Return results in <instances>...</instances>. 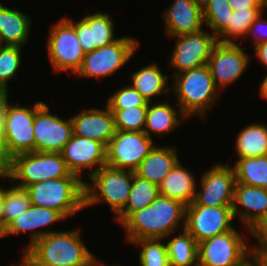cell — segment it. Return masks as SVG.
I'll list each match as a JSON object with an SVG mask.
<instances>
[{
	"instance_id": "cb8c5ba5",
	"label": "cell",
	"mask_w": 267,
	"mask_h": 266,
	"mask_svg": "<svg viewBox=\"0 0 267 266\" xmlns=\"http://www.w3.org/2000/svg\"><path fill=\"white\" fill-rule=\"evenodd\" d=\"M175 147L154 146L151 152L143 159L134 173L142 179L159 186L162 180L170 173L179 161Z\"/></svg>"
},
{
	"instance_id": "9c48e42d",
	"label": "cell",
	"mask_w": 267,
	"mask_h": 266,
	"mask_svg": "<svg viewBox=\"0 0 267 266\" xmlns=\"http://www.w3.org/2000/svg\"><path fill=\"white\" fill-rule=\"evenodd\" d=\"M44 104L37 101L33 107L14 106L7 103L4 107L3 138L9 155H16L34 151V117L35 112Z\"/></svg>"
},
{
	"instance_id": "7bdbcfd3",
	"label": "cell",
	"mask_w": 267,
	"mask_h": 266,
	"mask_svg": "<svg viewBox=\"0 0 267 266\" xmlns=\"http://www.w3.org/2000/svg\"><path fill=\"white\" fill-rule=\"evenodd\" d=\"M255 57L267 67V41L254 46Z\"/></svg>"
},
{
	"instance_id": "277c9868",
	"label": "cell",
	"mask_w": 267,
	"mask_h": 266,
	"mask_svg": "<svg viewBox=\"0 0 267 266\" xmlns=\"http://www.w3.org/2000/svg\"><path fill=\"white\" fill-rule=\"evenodd\" d=\"M174 84L170 88L177 97L179 110L187 117H205L217 99L219 90L215 87L209 66L184 71L174 75Z\"/></svg>"
},
{
	"instance_id": "e575fe53",
	"label": "cell",
	"mask_w": 267,
	"mask_h": 266,
	"mask_svg": "<svg viewBox=\"0 0 267 266\" xmlns=\"http://www.w3.org/2000/svg\"><path fill=\"white\" fill-rule=\"evenodd\" d=\"M232 13L228 0H210L203 9L205 25L218 37L227 28Z\"/></svg>"
},
{
	"instance_id": "30bf717a",
	"label": "cell",
	"mask_w": 267,
	"mask_h": 266,
	"mask_svg": "<svg viewBox=\"0 0 267 266\" xmlns=\"http://www.w3.org/2000/svg\"><path fill=\"white\" fill-rule=\"evenodd\" d=\"M244 237L234 228L198 243V266H235L252 251Z\"/></svg>"
},
{
	"instance_id": "ffe728a7",
	"label": "cell",
	"mask_w": 267,
	"mask_h": 266,
	"mask_svg": "<svg viewBox=\"0 0 267 266\" xmlns=\"http://www.w3.org/2000/svg\"><path fill=\"white\" fill-rule=\"evenodd\" d=\"M104 109H86L70 117L73 124V134L97 140L105 146L115 134L114 114L107 105Z\"/></svg>"
},
{
	"instance_id": "4316f807",
	"label": "cell",
	"mask_w": 267,
	"mask_h": 266,
	"mask_svg": "<svg viewBox=\"0 0 267 266\" xmlns=\"http://www.w3.org/2000/svg\"><path fill=\"white\" fill-rule=\"evenodd\" d=\"M170 77L162 73L158 64L151 63L131 74L132 83L130 85L148 102H153V97L162 96L166 91L170 93V87H167Z\"/></svg>"
},
{
	"instance_id": "836d02e7",
	"label": "cell",
	"mask_w": 267,
	"mask_h": 266,
	"mask_svg": "<svg viewBox=\"0 0 267 266\" xmlns=\"http://www.w3.org/2000/svg\"><path fill=\"white\" fill-rule=\"evenodd\" d=\"M162 239H140L131 243L138 245L141 249L139 253L140 266H170L166 244Z\"/></svg>"
},
{
	"instance_id": "ac0fdd59",
	"label": "cell",
	"mask_w": 267,
	"mask_h": 266,
	"mask_svg": "<svg viewBox=\"0 0 267 266\" xmlns=\"http://www.w3.org/2000/svg\"><path fill=\"white\" fill-rule=\"evenodd\" d=\"M67 20L74 26L78 42L85 53L107 46L118 40L114 36V22L108 13L87 14L79 21Z\"/></svg>"
},
{
	"instance_id": "4fadbf2b",
	"label": "cell",
	"mask_w": 267,
	"mask_h": 266,
	"mask_svg": "<svg viewBox=\"0 0 267 266\" xmlns=\"http://www.w3.org/2000/svg\"><path fill=\"white\" fill-rule=\"evenodd\" d=\"M232 207L188 205L185 211L184 229L194 237L197 243L231 231L234 229L231 222L235 218Z\"/></svg>"
},
{
	"instance_id": "681fc988",
	"label": "cell",
	"mask_w": 267,
	"mask_h": 266,
	"mask_svg": "<svg viewBox=\"0 0 267 266\" xmlns=\"http://www.w3.org/2000/svg\"><path fill=\"white\" fill-rule=\"evenodd\" d=\"M260 96L267 100V75L262 79V83L259 88Z\"/></svg>"
},
{
	"instance_id": "8fae6325",
	"label": "cell",
	"mask_w": 267,
	"mask_h": 266,
	"mask_svg": "<svg viewBox=\"0 0 267 266\" xmlns=\"http://www.w3.org/2000/svg\"><path fill=\"white\" fill-rule=\"evenodd\" d=\"M154 146L153 138L143 131L116 130L106 145V165L134 172Z\"/></svg>"
},
{
	"instance_id": "ee69618b",
	"label": "cell",
	"mask_w": 267,
	"mask_h": 266,
	"mask_svg": "<svg viewBox=\"0 0 267 266\" xmlns=\"http://www.w3.org/2000/svg\"><path fill=\"white\" fill-rule=\"evenodd\" d=\"M8 90L0 88V133H3L4 127V107L8 101Z\"/></svg>"
},
{
	"instance_id": "bcb514c9",
	"label": "cell",
	"mask_w": 267,
	"mask_h": 266,
	"mask_svg": "<svg viewBox=\"0 0 267 266\" xmlns=\"http://www.w3.org/2000/svg\"><path fill=\"white\" fill-rule=\"evenodd\" d=\"M235 266H261L258 256L252 251L243 261Z\"/></svg>"
},
{
	"instance_id": "4dcf8cb0",
	"label": "cell",
	"mask_w": 267,
	"mask_h": 266,
	"mask_svg": "<svg viewBox=\"0 0 267 266\" xmlns=\"http://www.w3.org/2000/svg\"><path fill=\"white\" fill-rule=\"evenodd\" d=\"M233 169L236 183L267 190V156L238 159Z\"/></svg>"
},
{
	"instance_id": "484cf974",
	"label": "cell",
	"mask_w": 267,
	"mask_h": 266,
	"mask_svg": "<svg viewBox=\"0 0 267 266\" xmlns=\"http://www.w3.org/2000/svg\"><path fill=\"white\" fill-rule=\"evenodd\" d=\"M185 119L187 117L180 110L179 112L175 110L169 101L156 102L153 105L152 102H148L143 132L149 138H152L151 132L162 137L164 134L173 132L180 126L181 120Z\"/></svg>"
},
{
	"instance_id": "d4e9b609",
	"label": "cell",
	"mask_w": 267,
	"mask_h": 266,
	"mask_svg": "<svg viewBox=\"0 0 267 266\" xmlns=\"http://www.w3.org/2000/svg\"><path fill=\"white\" fill-rule=\"evenodd\" d=\"M32 20L27 14L0 3V37L3 45L20 46L27 44Z\"/></svg>"
},
{
	"instance_id": "60d3db41",
	"label": "cell",
	"mask_w": 267,
	"mask_h": 266,
	"mask_svg": "<svg viewBox=\"0 0 267 266\" xmlns=\"http://www.w3.org/2000/svg\"><path fill=\"white\" fill-rule=\"evenodd\" d=\"M233 10H245L246 8H266V0H228Z\"/></svg>"
},
{
	"instance_id": "c3c4849f",
	"label": "cell",
	"mask_w": 267,
	"mask_h": 266,
	"mask_svg": "<svg viewBox=\"0 0 267 266\" xmlns=\"http://www.w3.org/2000/svg\"><path fill=\"white\" fill-rule=\"evenodd\" d=\"M19 266H42L37 264L25 251Z\"/></svg>"
},
{
	"instance_id": "6da1fadb",
	"label": "cell",
	"mask_w": 267,
	"mask_h": 266,
	"mask_svg": "<svg viewBox=\"0 0 267 266\" xmlns=\"http://www.w3.org/2000/svg\"><path fill=\"white\" fill-rule=\"evenodd\" d=\"M186 206L159 194L147 207L134 212L123 224L126 240L165 239L173 236L180 223L185 226Z\"/></svg>"
},
{
	"instance_id": "7402d4cb",
	"label": "cell",
	"mask_w": 267,
	"mask_h": 266,
	"mask_svg": "<svg viewBox=\"0 0 267 266\" xmlns=\"http://www.w3.org/2000/svg\"><path fill=\"white\" fill-rule=\"evenodd\" d=\"M65 221V218L53 209L31 205L25 212L17 216L0 234V238L18 235L20 232L31 231V238L25 251L32 246L37 240L56 231H39L38 228L46 227L57 221Z\"/></svg>"
},
{
	"instance_id": "816d5d0a",
	"label": "cell",
	"mask_w": 267,
	"mask_h": 266,
	"mask_svg": "<svg viewBox=\"0 0 267 266\" xmlns=\"http://www.w3.org/2000/svg\"><path fill=\"white\" fill-rule=\"evenodd\" d=\"M92 266H106L103 264L102 261H100L99 259L92 265ZM108 266V265H107ZM110 266V265H109ZM113 266V265H112ZM119 266V265H118Z\"/></svg>"
},
{
	"instance_id": "d6a6232c",
	"label": "cell",
	"mask_w": 267,
	"mask_h": 266,
	"mask_svg": "<svg viewBox=\"0 0 267 266\" xmlns=\"http://www.w3.org/2000/svg\"><path fill=\"white\" fill-rule=\"evenodd\" d=\"M12 185L4 189L3 230L31 206L27 190Z\"/></svg>"
},
{
	"instance_id": "8992f818",
	"label": "cell",
	"mask_w": 267,
	"mask_h": 266,
	"mask_svg": "<svg viewBox=\"0 0 267 266\" xmlns=\"http://www.w3.org/2000/svg\"><path fill=\"white\" fill-rule=\"evenodd\" d=\"M71 174L61 153L30 152L12 158L9 182L26 188L34 183L68 177Z\"/></svg>"
},
{
	"instance_id": "7dc6e473",
	"label": "cell",
	"mask_w": 267,
	"mask_h": 266,
	"mask_svg": "<svg viewBox=\"0 0 267 266\" xmlns=\"http://www.w3.org/2000/svg\"><path fill=\"white\" fill-rule=\"evenodd\" d=\"M4 188L0 186V234L3 231Z\"/></svg>"
},
{
	"instance_id": "5b68a950",
	"label": "cell",
	"mask_w": 267,
	"mask_h": 266,
	"mask_svg": "<svg viewBox=\"0 0 267 266\" xmlns=\"http://www.w3.org/2000/svg\"><path fill=\"white\" fill-rule=\"evenodd\" d=\"M134 174L133 171L102 166L88 178L89 182H84L85 208L106 202L116 217L128 201Z\"/></svg>"
},
{
	"instance_id": "f1b7e54d",
	"label": "cell",
	"mask_w": 267,
	"mask_h": 266,
	"mask_svg": "<svg viewBox=\"0 0 267 266\" xmlns=\"http://www.w3.org/2000/svg\"><path fill=\"white\" fill-rule=\"evenodd\" d=\"M158 195L159 187L157 184L134 174L128 201L115 220L122 225L134 212L149 206Z\"/></svg>"
},
{
	"instance_id": "f6af8a7d",
	"label": "cell",
	"mask_w": 267,
	"mask_h": 266,
	"mask_svg": "<svg viewBox=\"0 0 267 266\" xmlns=\"http://www.w3.org/2000/svg\"><path fill=\"white\" fill-rule=\"evenodd\" d=\"M256 246V247H255ZM253 246V251L258 256L261 266H267V244H258Z\"/></svg>"
},
{
	"instance_id": "7a4b0ae2",
	"label": "cell",
	"mask_w": 267,
	"mask_h": 266,
	"mask_svg": "<svg viewBox=\"0 0 267 266\" xmlns=\"http://www.w3.org/2000/svg\"><path fill=\"white\" fill-rule=\"evenodd\" d=\"M81 239L79 229L51 232L25 252L42 266H92L98 258Z\"/></svg>"
},
{
	"instance_id": "f5cc1de1",
	"label": "cell",
	"mask_w": 267,
	"mask_h": 266,
	"mask_svg": "<svg viewBox=\"0 0 267 266\" xmlns=\"http://www.w3.org/2000/svg\"><path fill=\"white\" fill-rule=\"evenodd\" d=\"M4 46L0 37V47Z\"/></svg>"
},
{
	"instance_id": "44dd1931",
	"label": "cell",
	"mask_w": 267,
	"mask_h": 266,
	"mask_svg": "<svg viewBox=\"0 0 267 266\" xmlns=\"http://www.w3.org/2000/svg\"><path fill=\"white\" fill-rule=\"evenodd\" d=\"M163 18L165 33L170 38L199 32L205 26L203 9L193 0H174L164 11Z\"/></svg>"
},
{
	"instance_id": "e0dca14e",
	"label": "cell",
	"mask_w": 267,
	"mask_h": 266,
	"mask_svg": "<svg viewBox=\"0 0 267 266\" xmlns=\"http://www.w3.org/2000/svg\"><path fill=\"white\" fill-rule=\"evenodd\" d=\"M60 153L69 171L80 179L83 170L92 168L89 178L106 165V146L97 140L73 134Z\"/></svg>"
},
{
	"instance_id": "b9f144b4",
	"label": "cell",
	"mask_w": 267,
	"mask_h": 266,
	"mask_svg": "<svg viewBox=\"0 0 267 266\" xmlns=\"http://www.w3.org/2000/svg\"><path fill=\"white\" fill-rule=\"evenodd\" d=\"M252 236L257 240L258 244H267V216L252 231Z\"/></svg>"
},
{
	"instance_id": "f35d334b",
	"label": "cell",
	"mask_w": 267,
	"mask_h": 266,
	"mask_svg": "<svg viewBox=\"0 0 267 266\" xmlns=\"http://www.w3.org/2000/svg\"><path fill=\"white\" fill-rule=\"evenodd\" d=\"M267 20L262 19V13L255 19L249 27L248 33L254 37V46L267 41Z\"/></svg>"
},
{
	"instance_id": "9a60e30c",
	"label": "cell",
	"mask_w": 267,
	"mask_h": 266,
	"mask_svg": "<svg viewBox=\"0 0 267 266\" xmlns=\"http://www.w3.org/2000/svg\"><path fill=\"white\" fill-rule=\"evenodd\" d=\"M34 152L60 153L73 135L71 118L62 119L51 114L47 103H44L34 117Z\"/></svg>"
},
{
	"instance_id": "2e32d148",
	"label": "cell",
	"mask_w": 267,
	"mask_h": 266,
	"mask_svg": "<svg viewBox=\"0 0 267 266\" xmlns=\"http://www.w3.org/2000/svg\"><path fill=\"white\" fill-rule=\"evenodd\" d=\"M238 43H218L210 56L209 66L215 87L220 90L241 78L250 56Z\"/></svg>"
},
{
	"instance_id": "ba28073f",
	"label": "cell",
	"mask_w": 267,
	"mask_h": 266,
	"mask_svg": "<svg viewBox=\"0 0 267 266\" xmlns=\"http://www.w3.org/2000/svg\"><path fill=\"white\" fill-rule=\"evenodd\" d=\"M47 40V55L54 72L75 74L81 67L85 52L78 42L74 26L66 17L51 26Z\"/></svg>"
},
{
	"instance_id": "7c38bea8",
	"label": "cell",
	"mask_w": 267,
	"mask_h": 266,
	"mask_svg": "<svg viewBox=\"0 0 267 266\" xmlns=\"http://www.w3.org/2000/svg\"><path fill=\"white\" fill-rule=\"evenodd\" d=\"M173 38L176 43L169 62L175 69L174 75L206 65L219 43L216 35L204 30Z\"/></svg>"
},
{
	"instance_id": "d6986e66",
	"label": "cell",
	"mask_w": 267,
	"mask_h": 266,
	"mask_svg": "<svg viewBox=\"0 0 267 266\" xmlns=\"http://www.w3.org/2000/svg\"><path fill=\"white\" fill-rule=\"evenodd\" d=\"M232 209L235 218L238 216L249 234L252 233L267 216V190L236 183Z\"/></svg>"
},
{
	"instance_id": "ab89813d",
	"label": "cell",
	"mask_w": 267,
	"mask_h": 266,
	"mask_svg": "<svg viewBox=\"0 0 267 266\" xmlns=\"http://www.w3.org/2000/svg\"><path fill=\"white\" fill-rule=\"evenodd\" d=\"M12 157L9 155L2 133H0V177L5 180L11 170Z\"/></svg>"
},
{
	"instance_id": "8d00e7d4",
	"label": "cell",
	"mask_w": 267,
	"mask_h": 266,
	"mask_svg": "<svg viewBox=\"0 0 267 266\" xmlns=\"http://www.w3.org/2000/svg\"><path fill=\"white\" fill-rule=\"evenodd\" d=\"M20 46L4 45L0 47V88L8 90V82L17 78L16 73L21 65Z\"/></svg>"
},
{
	"instance_id": "52a82bcc",
	"label": "cell",
	"mask_w": 267,
	"mask_h": 266,
	"mask_svg": "<svg viewBox=\"0 0 267 266\" xmlns=\"http://www.w3.org/2000/svg\"><path fill=\"white\" fill-rule=\"evenodd\" d=\"M140 43L130 36L119 37L110 45L85 53L81 67L74 74L79 77L100 78L115 74L137 52Z\"/></svg>"
},
{
	"instance_id": "1f68e13d",
	"label": "cell",
	"mask_w": 267,
	"mask_h": 266,
	"mask_svg": "<svg viewBox=\"0 0 267 266\" xmlns=\"http://www.w3.org/2000/svg\"><path fill=\"white\" fill-rule=\"evenodd\" d=\"M265 8H249L233 10L227 28L218 36L220 43H236L235 39L248 38L249 27ZM247 37V38H246Z\"/></svg>"
},
{
	"instance_id": "f907efd6",
	"label": "cell",
	"mask_w": 267,
	"mask_h": 266,
	"mask_svg": "<svg viewBox=\"0 0 267 266\" xmlns=\"http://www.w3.org/2000/svg\"><path fill=\"white\" fill-rule=\"evenodd\" d=\"M197 6L204 9L210 0H193Z\"/></svg>"
},
{
	"instance_id": "603a6c76",
	"label": "cell",
	"mask_w": 267,
	"mask_h": 266,
	"mask_svg": "<svg viewBox=\"0 0 267 266\" xmlns=\"http://www.w3.org/2000/svg\"><path fill=\"white\" fill-rule=\"evenodd\" d=\"M194 177L188 169L182 166L179 160L159 184V194L179 201L187 207L195 200L198 190Z\"/></svg>"
},
{
	"instance_id": "f546056e",
	"label": "cell",
	"mask_w": 267,
	"mask_h": 266,
	"mask_svg": "<svg viewBox=\"0 0 267 266\" xmlns=\"http://www.w3.org/2000/svg\"><path fill=\"white\" fill-rule=\"evenodd\" d=\"M179 233L165 242L170 266H198V243L185 229Z\"/></svg>"
},
{
	"instance_id": "5bb4252c",
	"label": "cell",
	"mask_w": 267,
	"mask_h": 266,
	"mask_svg": "<svg viewBox=\"0 0 267 266\" xmlns=\"http://www.w3.org/2000/svg\"><path fill=\"white\" fill-rule=\"evenodd\" d=\"M195 200L190 205L233 206L236 178L232 166L215 164L202 175Z\"/></svg>"
},
{
	"instance_id": "d590c367",
	"label": "cell",
	"mask_w": 267,
	"mask_h": 266,
	"mask_svg": "<svg viewBox=\"0 0 267 266\" xmlns=\"http://www.w3.org/2000/svg\"><path fill=\"white\" fill-rule=\"evenodd\" d=\"M114 114L115 129L142 132L146 123L147 106L110 109Z\"/></svg>"
},
{
	"instance_id": "74e56055",
	"label": "cell",
	"mask_w": 267,
	"mask_h": 266,
	"mask_svg": "<svg viewBox=\"0 0 267 266\" xmlns=\"http://www.w3.org/2000/svg\"><path fill=\"white\" fill-rule=\"evenodd\" d=\"M106 105L109 109H126L129 107L148 106V101L131 85L119 88L111 95Z\"/></svg>"
},
{
	"instance_id": "3957f363",
	"label": "cell",
	"mask_w": 267,
	"mask_h": 266,
	"mask_svg": "<svg viewBox=\"0 0 267 266\" xmlns=\"http://www.w3.org/2000/svg\"><path fill=\"white\" fill-rule=\"evenodd\" d=\"M83 179L75 174L34 183L25 189L31 205L58 211L65 219L85 209Z\"/></svg>"
},
{
	"instance_id": "83f0119b",
	"label": "cell",
	"mask_w": 267,
	"mask_h": 266,
	"mask_svg": "<svg viewBox=\"0 0 267 266\" xmlns=\"http://www.w3.org/2000/svg\"><path fill=\"white\" fill-rule=\"evenodd\" d=\"M234 146L238 159L267 156V127L250 123L237 135Z\"/></svg>"
}]
</instances>
